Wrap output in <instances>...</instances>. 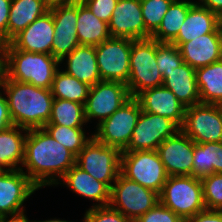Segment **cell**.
<instances>
[{
	"label": "cell",
	"instance_id": "1",
	"mask_svg": "<svg viewBox=\"0 0 222 222\" xmlns=\"http://www.w3.org/2000/svg\"><path fill=\"white\" fill-rule=\"evenodd\" d=\"M75 164L76 156L54 140L44 128L28 129L21 170L26 168L24 173L39 189L58 185V181Z\"/></svg>",
	"mask_w": 222,
	"mask_h": 222
},
{
	"label": "cell",
	"instance_id": "2",
	"mask_svg": "<svg viewBox=\"0 0 222 222\" xmlns=\"http://www.w3.org/2000/svg\"><path fill=\"white\" fill-rule=\"evenodd\" d=\"M0 89L6 93L13 125L26 129L43 128L51 116L54 100L50 89L21 83L1 75Z\"/></svg>",
	"mask_w": 222,
	"mask_h": 222
},
{
	"label": "cell",
	"instance_id": "3",
	"mask_svg": "<svg viewBox=\"0 0 222 222\" xmlns=\"http://www.w3.org/2000/svg\"><path fill=\"white\" fill-rule=\"evenodd\" d=\"M60 61L53 55L15 49L10 43L3 48V74L10 80L51 89Z\"/></svg>",
	"mask_w": 222,
	"mask_h": 222
},
{
	"label": "cell",
	"instance_id": "4",
	"mask_svg": "<svg viewBox=\"0 0 222 222\" xmlns=\"http://www.w3.org/2000/svg\"><path fill=\"white\" fill-rule=\"evenodd\" d=\"M159 199L184 221L206 210L201 179L193 175L168 176Z\"/></svg>",
	"mask_w": 222,
	"mask_h": 222
},
{
	"label": "cell",
	"instance_id": "5",
	"mask_svg": "<svg viewBox=\"0 0 222 222\" xmlns=\"http://www.w3.org/2000/svg\"><path fill=\"white\" fill-rule=\"evenodd\" d=\"M163 77L156 61V40L153 38L132 41L130 54V75L127 89L131 97L144 90L162 86Z\"/></svg>",
	"mask_w": 222,
	"mask_h": 222
},
{
	"label": "cell",
	"instance_id": "6",
	"mask_svg": "<svg viewBox=\"0 0 222 222\" xmlns=\"http://www.w3.org/2000/svg\"><path fill=\"white\" fill-rule=\"evenodd\" d=\"M159 202L158 193L127 179L121 173L111 187L109 206L121 212L131 222H135Z\"/></svg>",
	"mask_w": 222,
	"mask_h": 222
},
{
	"label": "cell",
	"instance_id": "7",
	"mask_svg": "<svg viewBox=\"0 0 222 222\" xmlns=\"http://www.w3.org/2000/svg\"><path fill=\"white\" fill-rule=\"evenodd\" d=\"M120 173L158 194L168 179L157 150L122 152Z\"/></svg>",
	"mask_w": 222,
	"mask_h": 222
},
{
	"label": "cell",
	"instance_id": "8",
	"mask_svg": "<svg viewBox=\"0 0 222 222\" xmlns=\"http://www.w3.org/2000/svg\"><path fill=\"white\" fill-rule=\"evenodd\" d=\"M121 153L92 137L76 156V165L111 189L120 174Z\"/></svg>",
	"mask_w": 222,
	"mask_h": 222
},
{
	"label": "cell",
	"instance_id": "9",
	"mask_svg": "<svg viewBox=\"0 0 222 222\" xmlns=\"http://www.w3.org/2000/svg\"><path fill=\"white\" fill-rule=\"evenodd\" d=\"M141 107L135 97H130L124 105L110 117L97 124L93 137L100 143L124 151L131 139Z\"/></svg>",
	"mask_w": 222,
	"mask_h": 222
},
{
	"label": "cell",
	"instance_id": "10",
	"mask_svg": "<svg viewBox=\"0 0 222 222\" xmlns=\"http://www.w3.org/2000/svg\"><path fill=\"white\" fill-rule=\"evenodd\" d=\"M181 130L196 144L222 142V108L199 103L187 107Z\"/></svg>",
	"mask_w": 222,
	"mask_h": 222
},
{
	"label": "cell",
	"instance_id": "11",
	"mask_svg": "<svg viewBox=\"0 0 222 222\" xmlns=\"http://www.w3.org/2000/svg\"><path fill=\"white\" fill-rule=\"evenodd\" d=\"M132 41L128 38L110 37L95 46L101 80L127 84Z\"/></svg>",
	"mask_w": 222,
	"mask_h": 222
},
{
	"label": "cell",
	"instance_id": "12",
	"mask_svg": "<svg viewBox=\"0 0 222 222\" xmlns=\"http://www.w3.org/2000/svg\"><path fill=\"white\" fill-rule=\"evenodd\" d=\"M181 128L170 118L141 111L127 148L122 152L157 150Z\"/></svg>",
	"mask_w": 222,
	"mask_h": 222
},
{
	"label": "cell",
	"instance_id": "13",
	"mask_svg": "<svg viewBox=\"0 0 222 222\" xmlns=\"http://www.w3.org/2000/svg\"><path fill=\"white\" fill-rule=\"evenodd\" d=\"M131 97L127 85L117 81H99L89 89L84 104L86 123L97 118L98 124L110 117Z\"/></svg>",
	"mask_w": 222,
	"mask_h": 222
},
{
	"label": "cell",
	"instance_id": "14",
	"mask_svg": "<svg viewBox=\"0 0 222 222\" xmlns=\"http://www.w3.org/2000/svg\"><path fill=\"white\" fill-rule=\"evenodd\" d=\"M39 188L24 170H4L0 173V216L24 211L22 206Z\"/></svg>",
	"mask_w": 222,
	"mask_h": 222
},
{
	"label": "cell",
	"instance_id": "15",
	"mask_svg": "<svg viewBox=\"0 0 222 222\" xmlns=\"http://www.w3.org/2000/svg\"><path fill=\"white\" fill-rule=\"evenodd\" d=\"M194 144L179 130L159 145L157 151L168 176L192 175Z\"/></svg>",
	"mask_w": 222,
	"mask_h": 222
},
{
	"label": "cell",
	"instance_id": "16",
	"mask_svg": "<svg viewBox=\"0 0 222 222\" xmlns=\"http://www.w3.org/2000/svg\"><path fill=\"white\" fill-rule=\"evenodd\" d=\"M54 22L52 55L59 61L70 54L77 46V2L50 8Z\"/></svg>",
	"mask_w": 222,
	"mask_h": 222
},
{
	"label": "cell",
	"instance_id": "17",
	"mask_svg": "<svg viewBox=\"0 0 222 222\" xmlns=\"http://www.w3.org/2000/svg\"><path fill=\"white\" fill-rule=\"evenodd\" d=\"M108 27L111 37L145 39L141 0H118Z\"/></svg>",
	"mask_w": 222,
	"mask_h": 222
},
{
	"label": "cell",
	"instance_id": "18",
	"mask_svg": "<svg viewBox=\"0 0 222 222\" xmlns=\"http://www.w3.org/2000/svg\"><path fill=\"white\" fill-rule=\"evenodd\" d=\"M54 22L50 11L37 18L9 43L17 50L52 55Z\"/></svg>",
	"mask_w": 222,
	"mask_h": 222
},
{
	"label": "cell",
	"instance_id": "19",
	"mask_svg": "<svg viewBox=\"0 0 222 222\" xmlns=\"http://www.w3.org/2000/svg\"><path fill=\"white\" fill-rule=\"evenodd\" d=\"M135 98L142 111L170 118L180 128L183 126L186 107L163 85L144 90Z\"/></svg>",
	"mask_w": 222,
	"mask_h": 222
},
{
	"label": "cell",
	"instance_id": "20",
	"mask_svg": "<svg viewBox=\"0 0 222 222\" xmlns=\"http://www.w3.org/2000/svg\"><path fill=\"white\" fill-rule=\"evenodd\" d=\"M178 49L183 62L194 69L204 67L222 59V35L207 33L182 43Z\"/></svg>",
	"mask_w": 222,
	"mask_h": 222
},
{
	"label": "cell",
	"instance_id": "21",
	"mask_svg": "<svg viewBox=\"0 0 222 222\" xmlns=\"http://www.w3.org/2000/svg\"><path fill=\"white\" fill-rule=\"evenodd\" d=\"M64 185L81 197L96 201L92 207L108 206L110 202L111 189L90 174L83 171L76 164L72 166L61 179Z\"/></svg>",
	"mask_w": 222,
	"mask_h": 222
},
{
	"label": "cell",
	"instance_id": "22",
	"mask_svg": "<svg viewBox=\"0 0 222 222\" xmlns=\"http://www.w3.org/2000/svg\"><path fill=\"white\" fill-rule=\"evenodd\" d=\"M164 87L169 89L184 107L201 103L196 81V69L185 62L163 77Z\"/></svg>",
	"mask_w": 222,
	"mask_h": 222
},
{
	"label": "cell",
	"instance_id": "23",
	"mask_svg": "<svg viewBox=\"0 0 222 222\" xmlns=\"http://www.w3.org/2000/svg\"><path fill=\"white\" fill-rule=\"evenodd\" d=\"M212 32H219L218 15L195 1L172 44L179 47L184 42Z\"/></svg>",
	"mask_w": 222,
	"mask_h": 222
},
{
	"label": "cell",
	"instance_id": "24",
	"mask_svg": "<svg viewBox=\"0 0 222 222\" xmlns=\"http://www.w3.org/2000/svg\"><path fill=\"white\" fill-rule=\"evenodd\" d=\"M66 58L67 68L65 73L77 78L80 82L93 86L101 77L99 74L95 46L79 45L70 54L60 60V64Z\"/></svg>",
	"mask_w": 222,
	"mask_h": 222
},
{
	"label": "cell",
	"instance_id": "25",
	"mask_svg": "<svg viewBox=\"0 0 222 222\" xmlns=\"http://www.w3.org/2000/svg\"><path fill=\"white\" fill-rule=\"evenodd\" d=\"M27 132L28 129L16 125L0 131V167L3 170L21 169Z\"/></svg>",
	"mask_w": 222,
	"mask_h": 222
},
{
	"label": "cell",
	"instance_id": "26",
	"mask_svg": "<svg viewBox=\"0 0 222 222\" xmlns=\"http://www.w3.org/2000/svg\"><path fill=\"white\" fill-rule=\"evenodd\" d=\"M48 11L45 0H12L7 24V43Z\"/></svg>",
	"mask_w": 222,
	"mask_h": 222
},
{
	"label": "cell",
	"instance_id": "27",
	"mask_svg": "<svg viewBox=\"0 0 222 222\" xmlns=\"http://www.w3.org/2000/svg\"><path fill=\"white\" fill-rule=\"evenodd\" d=\"M77 37L80 45L97 46L111 37L108 23L97 18L83 2H77Z\"/></svg>",
	"mask_w": 222,
	"mask_h": 222
},
{
	"label": "cell",
	"instance_id": "28",
	"mask_svg": "<svg viewBox=\"0 0 222 222\" xmlns=\"http://www.w3.org/2000/svg\"><path fill=\"white\" fill-rule=\"evenodd\" d=\"M201 103L222 104V59L196 69Z\"/></svg>",
	"mask_w": 222,
	"mask_h": 222
},
{
	"label": "cell",
	"instance_id": "29",
	"mask_svg": "<svg viewBox=\"0 0 222 222\" xmlns=\"http://www.w3.org/2000/svg\"><path fill=\"white\" fill-rule=\"evenodd\" d=\"M194 3V1L189 0L173 1L164 15L160 26L151 35V38L160 43H172L176 39L180 27Z\"/></svg>",
	"mask_w": 222,
	"mask_h": 222
},
{
	"label": "cell",
	"instance_id": "30",
	"mask_svg": "<svg viewBox=\"0 0 222 222\" xmlns=\"http://www.w3.org/2000/svg\"><path fill=\"white\" fill-rule=\"evenodd\" d=\"M192 175L203 178L211 173L222 174V142L194 144Z\"/></svg>",
	"mask_w": 222,
	"mask_h": 222
},
{
	"label": "cell",
	"instance_id": "31",
	"mask_svg": "<svg viewBox=\"0 0 222 222\" xmlns=\"http://www.w3.org/2000/svg\"><path fill=\"white\" fill-rule=\"evenodd\" d=\"M90 86L80 82L77 78L58 69L52 81L51 94L54 98L75 101L85 104Z\"/></svg>",
	"mask_w": 222,
	"mask_h": 222
},
{
	"label": "cell",
	"instance_id": "32",
	"mask_svg": "<svg viewBox=\"0 0 222 222\" xmlns=\"http://www.w3.org/2000/svg\"><path fill=\"white\" fill-rule=\"evenodd\" d=\"M86 124L84 105L75 101L54 98L51 116L46 125H62L72 128H83Z\"/></svg>",
	"mask_w": 222,
	"mask_h": 222
},
{
	"label": "cell",
	"instance_id": "33",
	"mask_svg": "<svg viewBox=\"0 0 222 222\" xmlns=\"http://www.w3.org/2000/svg\"><path fill=\"white\" fill-rule=\"evenodd\" d=\"M43 128L54 140L63 145L75 156L79 154L93 137V135L87 137L83 130L84 128H72L62 125H45Z\"/></svg>",
	"mask_w": 222,
	"mask_h": 222
},
{
	"label": "cell",
	"instance_id": "34",
	"mask_svg": "<svg viewBox=\"0 0 222 222\" xmlns=\"http://www.w3.org/2000/svg\"><path fill=\"white\" fill-rule=\"evenodd\" d=\"M174 0H141V11L145 24V39L160 26L164 15Z\"/></svg>",
	"mask_w": 222,
	"mask_h": 222
},
{
	"label": "cell",
	"instance_id": "35",
	"mask_svg": "<svg viewBox=\"0 0 222 222\" xmlns=\"http://www.w3.org/2000/svg\"><path fill=\"white\" fill-rule=\"evenodd\" d=\"M207 210H222V174L211 173L201 178Z\"/></svg>",
	"mask_w": 222,
	"mask_h": 222
},
{
	"label": "cell",
	"instance_id": "36",
	"mask_svg": "<svg viewBox=\"0 0 222 222\" xmlns=\"http://www.w3.org/2000/svg\"><path fill=\"white\" fill-rule=\"evenodd\" d=\"M156 61L158 70L164 77L165 73H169L180 66L183 63V58L176 45L156 41Z\"/></svg>",
	"mask_w": 222,
	"mask_h": 222
},
{
	"label": "cell",
	"instance_id": "37",
	"mask_svg": "<svg viewBox=\"0 0 222 222\" xmlns=\"http://www.w3.org/2000/svg\"><path fill=\"white\" fill-rule=\"evenodd\" d=\"M83 222H131L121 212L108 206L91 207L84 214Z\"/></svg>",
	"mask_w": 222,
	"mask_h": 222
},
{
	"label": "cell",
	"instance_id": "38",
	"mask_svg": "<svg viewBox=\"0 0 222 222\" xmlns=\"http://www.w3.org/2000/svg\"><path fill=\"white\" fill-rule=\"evenodd\" d=\"M135 222H185L176 215L171 209H168L160 202L151 210L147 211Z\"/></svg>",
	"mask_w": 222,
	"mask_h": 222
},
{
	"label": "cell",
	"instance_id": "39",
	"mask_svg": "<svg viewBox=\"0 0 222 222\" xmlns=\"http://www.w3.org/2000/svg\"><path fill=\"white\" fill-rule=\"evenodd\" d=\"M100 20L109 23L118 0H82Z\"/></svg>",
	"mask_w": 222,
	"mask_h": 222
},
{
	"label": "cell",
	"instance_id": "40",
	"mask_svg": "<svg viewBox=\"0 0 222 222\" xmlns=\"http://www.w3.org/2000/svg\"><path fill=\"white\" fill-rule=\"evenodd\" d=\"M12 0H0V40L7 43V24Z\"/></svg>",
	"mask_w": 222,
	"mask_h": 222
},
{
	"label": "cell",
	"instance_id": "41",
	"mask_svg": "<svg viewBox=\"0 0 222 222\" xmlns=\"http://www.w3.org/2000/svg\"><path fill=\"white\" fill-rule=\"evenodd\" d=\"M185 222H222V210H204L188 218Z\"/></svg>",
	"mask_w": 222,
	"mask_h": 222
},
{
	"label": "cell",
	"instance_id": "42",
	"mask_svg": "<svg viewBox=\"0 0 222 222\" xmlns=\"http://www.w3.org/2000/svg\"><path fill=\"white\" fill-rule=\"evenodd\" d=\"M13 125L5 95L0 91V131Z\"/></svg>",
	"mask_w": 222,
	"mask_h": 222
},
{
	"label": "cell",
	"instance_id": "43",
	"mask_svg": "<svg viewBox=\"0 0 222 222\" xmlns=\"http://www.w3.org/2000/svg\"><path fill=\"white\" fill-rule=\"evenodd\" d=\"M198 3L216 15L222 13V0H200Z\"/></svg>",
	"mask_w": 222,
	"mask_h": 222
},
{
	"label": "cell",
	"instance_id": "44",
	"mask_svg": "<svg viewBox=\"0 0 222 222\" xmlns=\"http://www.w3.org/2000/svg\"><path fill=\"white\" fill-rule=\"evenodd\" d=\"M24 212L25 211H21L15 214H10L9 216L2 215L0 216V222H35V220L30 221Z\"/></svg>",
	"mask_w": 222,
	"mask_h": 222
},
{
	"label": "cell",
	"instance_id": "45",
	"mask_svg": "<svg viewBox=\"0 0 222 222\" xmlns=\"http://www.w3.org/2000/svg\"><path fill=\"white\" fill-rule=\"evenodd\" d=\"M82 0H45L46 6L50 9L59 5H69Z\"/></svg>",
	"mask_w": 222,
	"mask_h": 222
},
{
	"label": "cell",
	"instance_id": "46",
	"mask_svg": "<svg viewBox=\"0 0 222 222\" xmlns=\"http://www.w3.org/2000/svg\"><path fill=\"white\" fill-rule=\"evenodd\" d=\"M218 30L220 34L222 35V13L218 15Z\"/></svg>",
	"mask_w": 222,
	"mask_h": 222
},
{
	"label": "cell",
	"instance_id": "47",
	"mask_svg": "<svg viewBox=\"0 0 222 222\" xmlns=\"http://www.w3.org/2000/svg\"><path fill=\"white\" fill-rule=\"evenodd\" d=\"M35 222H70V221H66V220H60V219H56V218H54V219H48V220H45V221H36L35 220ZM72 222V221H71Z\"/></svg>",
	"mask_w": 222,
	"mask_h": 222
}]
</instances>
